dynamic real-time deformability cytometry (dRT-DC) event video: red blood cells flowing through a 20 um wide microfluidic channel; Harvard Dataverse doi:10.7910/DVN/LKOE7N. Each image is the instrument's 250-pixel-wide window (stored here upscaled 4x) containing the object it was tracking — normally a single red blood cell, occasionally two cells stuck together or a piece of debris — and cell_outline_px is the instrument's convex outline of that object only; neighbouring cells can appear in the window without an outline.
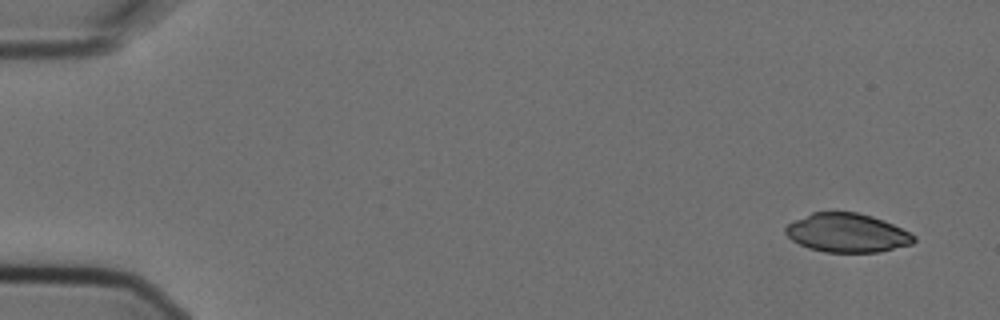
{"species": "Egyptian fruit bat (a non-hibernating species)", "species_latin": "Rousettus aegyptiacus", "temperature_condition": "cold", "stored_images_in_passage": 5, "camera_frame_rate_fps": 3000, "um_per_image_px": 0.085, "animal": {"sex": "female"}, "frame": {"image": 1, "passage_image": 1, "time_ms": 0.0, "image_size_px": [1000, 320], "cell_outline_px": [[916, 240], [912, 244], [876, 252], [824, 252], [808, 248], [792, 240], [784, 232], [784, 228], [788, 224], [812, 212], [856, 212], [872, 216], [884, 220], [916, 236]], "centroid_in_image_um": [71.99, 19.79], "position_along_channel_um": 13.0, "area_um2": 28.84}}